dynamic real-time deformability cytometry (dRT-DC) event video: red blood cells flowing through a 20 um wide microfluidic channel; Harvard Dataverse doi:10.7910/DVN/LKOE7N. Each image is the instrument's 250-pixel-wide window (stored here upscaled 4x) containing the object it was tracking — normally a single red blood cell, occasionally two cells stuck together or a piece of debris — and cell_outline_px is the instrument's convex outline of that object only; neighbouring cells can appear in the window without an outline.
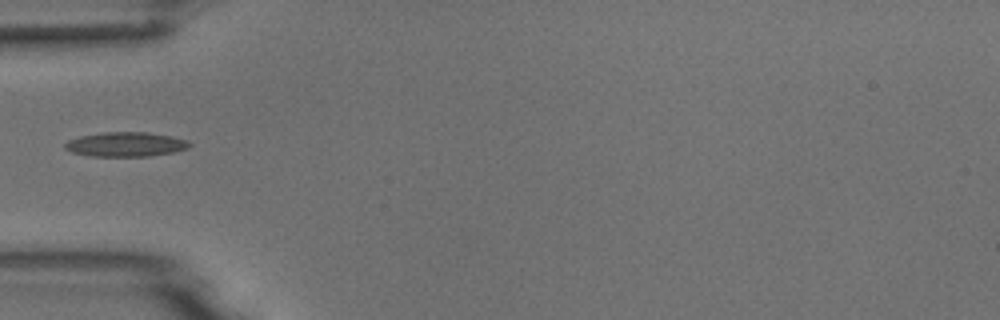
{"species": "common noctule bat (a hibernating species)", "species_latin": "Nyctalus noctula", "temperature_condition": "room temperature", "stored_images_in_passage": 5, "camera_frame_rate_fps": 3000, "um_per_image_px": 0.085, "animal": {"sex": "male", "body_mass_g": 18.8}, "frame": {"image": 1, "passage_image": 5, "time_ms": 4.667, "image_size_px": [1000, 320], "cell_outline_px": [[192, 144], [188, 148], [172, 152], [148, 156], [92, 156], [72, 152], [64, 148], [64, 144], [68, 140], [80, 136], [104, 132], [148, 132], [172, 136], [188, 140]], "centroid_in_image_um": [10.69, 12.26], "position_along_channel_um": 74.3, "area_um2": 17.74}}